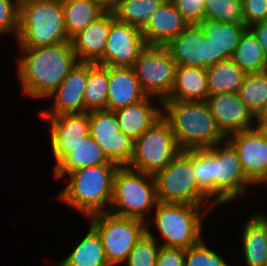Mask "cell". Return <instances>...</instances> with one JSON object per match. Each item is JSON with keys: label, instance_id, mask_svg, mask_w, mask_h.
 <instances>
[{"label": "cell", "instance_id": "obj_1", "mask_svg": "<svg viewBox=\"0 0 267 266\" xmlns=\"http://www.w3.org/2000/svg\"><path fill=\"white\" fill-rule=\"evenodd\" d=\"M19 48L17 76L23 94L35 100L47 98L78 62L71 42Z\"/></svg>", "mask_w": 267, "mask_h": 266}, {"label": "cell", "instance_id": "obj_2", "mask_svg": "<svg viewBox=\"0 0 267 266\" xmlns=\"http://www.w3.org/2000/svg\"><path fill=\"white\" fill-rule=\"evenodd\" d=\"M162 107L181 150L207 149L226 140L206 101L163 100Z\"/></svg>", "mask_w": 267, "mask_h": 266}, {"label": "cell", "instance_id": "obj_3", "mask_svg": "<svg viewBox=\"0 0 267 266\" xmlns=\"http://www.w3.org/2000/svg\"><path fill=\"white\" fill-rule=\"evenodd\" d=\"M118 168L119 165L111 161L107 165L80 168L70 172L69 180L57 195V199L87 218L109 211L114 175Z\"/></svg>", "mask_w": 267, "mask_h": 266}, {"label": "cell", "instance_id": "obj_4", "mask_svg": "<svg viewBox=\"0 0 267 266\" xmlns=\"http://www.w3.org/2000/svg\"><path fill=\"white\" fill-rule=\"evenodd\" d=\"M19 47H39L70 42L62 0H20Z\"/></svg>", "mask_w": 267, "mask_h": 266}, {"label": "cell", "instance_id": "obj_5", "mask_svg": "<svg viewBox=\"0 0 267 266\" xmlns=\"http://www.w3.org/2000/svg\"><path fill=\"white\" fill-rule=\"evenodd\" d=\"M203 206H206L205 208ZM216 206L185 203L158 202L154 217L147 221L155 223L161 238L162 247L187 249L199 243L202 238V226L205 217ZM204 208V209H203Z\"/></svg>", "mask_w": 267, "mask_h": 266}, {"label": "cell", "instance_id": "obj_6", "mask_svg": "<svg viewBox=\"0 0 267 266\" xmlns=\"http://www.w3.org/2000/svg\"><path fill=\"white\" fill-rule=\"evenodd\" d=\"M157 203L153 175L119 166L114 175L109 212L147 223L149 218L146 216L155 210Z\"/></svg>", "mask_w": 267, "mask_h": 266}, {"label": "cell", "instance_id": "obj_7", "mask_svg": "<svg viewBox=\"0 0 267 266\" xmlns=\"http://www.w3.org/2000/svg\"><path fill=\"white\" fill-rule=\"evenodd\" d=\"M153 177L158 202L216 206L197 185L192 150H182Z\"/></svg>", "mask_w": 267, "mask_h": 266}, {"label": "cell", "instance_id": "obj_8", "mask_svg": "<svg viewBox=\"0 0 267 266\" xmlns=\"http://www.w3.org/2000/svg\"><path fill=\"white\" fill-rule=\"evenodd\" d=\"M87 219L101 238L110 266L125 262L133 247L147 232L145 221L109 211L91 215Z\"/></svg>", "mask_w": 267, "mask_h": 266}, {"label": "cell", "instance_id": "obj_9", "mask_svg": "<svg viewBox=\"0 0 267 266\" xmlns=\"http://www.w3.org/2000/svg\"><path fill=\"white\" fill-rule=\"evenodd\" d=\"M210 171L211 201L216 206L229 204L235 197L247 194L252 186L236 149L227 139L210 147Z\"/></svg>", "mask_w": 267, "mask_h": 266}, {"label": "cell", "instance_id": "obj_10", "mask_svg": "<svg viewBox=\"0 0 267 266\" xmlns=\"http://www.w3.org/2000/svg\"><path fill=\"white\" fill-rule=\"evenodd\" d=\"M181 151L169 122L162 116L134 140L133 156L127 167L154 175Z\"/></svg>", "mask_w": 267, "mask_h": 266}, {"label": "cell", "instance_id": "obj_11", "mask_svg": "<svg viewBox=\"0 0 267 266\" xmlns=\"http://www.w3.org/2000/svg\"><path fill=\"white\" fill-rule=\"evenodd\" d=\"M143 91L164 100L172 90L176 61L163 46H146L132 66Z\"/></svg>", "mask_w": 267, "mask_h": 266}, {"label": "cell", "instance_id": "obj_12", "mask_svg": "<svg viewBox=\"0 0 267 266\" xmlns=\"http://www.w3.org/2000/svg\"><path fill=\"white\" fill-rule=\"evenodd\" d=\"M89 134L110 161L127 166L133 156L134 140L120 130L114 111H89Z\"/></svg>", "mask_w": 267, "mask_h": 266}, {"label": "cell", "instance_id": "obj_13", "mask_svg": "<svg viewBox=\"0 0 267 266\" xmlns=\"http://www.w3.org/2000/svg\"><path fill=\"white\" fill-rule=\"evenodd\" d=\"M146 46L141 29L117 21L111 11V28L105 51L103 58L97 64L110 67H132Z\"/></svg>", "mask_w": 267, "mask_h": 266}, {"label": "cell", "instance_id": "obj_14", "mask_svg": "<svg viewBox=\"0 0 267 266\" xmlns=\"http://www.w3.org/2000/svg\"><path fill=\"white\" fill-rule=\"evenodd\" d=\"M247 179L256 185L267 172V134L256 127L230 134Z\"/></svg>", "mask_w": 267, "mask_h": 266}, {"label": "cell", "instance_id": "obj_15", "mask_svg": "<svg viewBox=\"0 0 267 266\" xmlns=\"http://www.w3.org/2000/svg\"><path fill=\"white\" fill-rule=\"evenodd\" d=\"M88 78V63L77 62L62 83L47 97L51 109L40 111L39 116H57L85 112L84 93Z\"/></svg>", "mask_w": 267, "mask_h": 266}, {"label": "cell", "instance_id": "obj_16", "mask_svg": "<svg viewBox=\"0 0 267 266\" xmlns=\"http://www.w3.org/2000/svg\"><path fill=\"white\" fill-rule=\"evenodd\" d=\"M49 121L50 144L55 165L89 135V111L65 113L57 116H40Z\"/></svg>", "mask_w": 267, "mask_h": 266}, {"label": "cell", "instance_id": "obj_17", "mask_svg": "<svg viewBox=\"0 0 267 266\" xmlns=\"http://www.w3.org/2000/svg\"><path fill=\"white\" fill-rule=\"evenodd\" d=\"M206 102L219 129L226 137L255 127V116L241 101L238 93L209 95Z\"/></svg>", "mask_w": 267, "mask_h": 266}, {"label": "cell", "instance_id": "obj_18", "mask_svg": "<svg viewBox=\"0 0 267 266\" xmlns=\"http://www.w3.org/2000/svg\"><path fill=\"white\" fill-rule=\"evenodd\" d=\"M199 25L206 35L205 68L231 59L242 33L247 28L245 25H232L212 20H204Z\"/></svg>", "mask_w": 267, "mask_h": 266}, {"label": "cell", "instance_id": "obj_19", "mask_svg": "<svg viewBox=\"0 0 267 266\" xmlns=\"http://www.w3.org/2000/svg\"><path fill=\"white\" fill-rule=\"evenodd\" d=\"M189 24L170 0L164 1L141 29L147 46H166Z\"/></svg>", "mask_w": 267, "mask_h": 266}, {"label": "cell", "instance_id": "obj_20", "mask_svg": "<svg viewBox=\"0 0 267 266\" xmlns=\"http://www.w3.org/2000/svg\"><path fill=\"white\" fill-rule=\"evenodd\" d=\"M110 28L111 11H105L70 39L78 62L96 64L103 58Z\"/></svg>", "mask_w": 267, "mask_h": 266}, {"label": "cell", "instance_id": "obj_21", "mask_svg": "<svg viewBox=\"0 0 267 266\" xmlns=\"http://www.w3.org/2000/svg\"><path fill=\"white\" fill-rule=\"evenodd\" d=\"M153 103H158L159 107L155 106V104L153 105ZM162 103L163 101L159 98L147 95L143 100L137 103L114 111L121 132L133 140L140 137L162 117Z\"/></svg>", "mask_w": 267, "mask_h": 266}, {"label": "cell", "instance_id": "obj_22", "mask_svg": "<svg viewBox=\"0 0 267 266\" xmlns=\"http://www.w3.org/2000/svg\"><path fill=\"white\" fill-rule=\"evenodd\" d=\"M146 96L132 67L108 66V99L105 110L116 111L137 103Z\"/></svg>", "mask_w": 267, "mask_h": 266}, {"label": "cell", "instance_id": "obj_23", "mask_svg": "<svg viewBox=\"0 0 267 266\" xmlns=\"http://www.w3.org/2000/svg\"><path fill=\"white\" fill-rule=\"evenodd\" d=\"M164 47L177 65L205 68L206 35L199 24L188 25Z\"/></svg>", "mask_w": 267, "mask_h": 266}, {"label": "cell", "instance_id": "obj_24", "mask_svg": "<svg viewBox=\"0 0 267 266\" xmlns=\"http://www.w3.org/2000/svg\"><path fill=\"white\" fill-rule=\"evenodd\" d=\"M267 214L253 213L244 224L240 241L244 264L264 266L267 262Z\"/></svg>", "mask_w": 267, "mask_h": 266}, {"label": "cell", "instance_id": "obj_25", "mask_svg": "<svg viewBox=\"0 0 267 266\" xmlns=\"http://www.w3.org/2000/svg\"><path fill=\"white\" fill-rule=\"evenodd\" d=\"M208 97L206 68L177 65L172 90L164 100L206 101Z\"/></svg>", "mask_w": 267, "mask_h": 266}, {"label": "cell", "instance_id": "obj_26", "mask_svg": "<svg viewBox=\"0 0 267 266\" xmlns=\"http://www.w3.org/2000/svg\"><path fill=\"white\" fill-rule=\"evenodd\" d=\"M110 162L102 148L89 134L82 138L71 153L66 154L54 165L53 174L56 179H60L77 169L107 165Z\"/></svg>", "mask_w": 267, "mask_h": 266}, {"label": "cell", "instance_id": "obj_27", "mask_svg": "<svg viewBox=\"0 0 267 266\" xmlns=\"http://www.w3.org/2000/svg\"><path fill=\"white\" fill-rule=\"evenodd\" d=\"M55 266H110L104 254L101 238L90 225V229L71 253Z\"/></svg>", "mask_w": 267, "mask_h": 266}, {"label": "cell", "instance_id": "obj_28", "mask_svg": "<svg viewBox=\"0 0 267 266\" xmlns=\"http://www.w3.org/2000/svg\"><path fill=\"white\" fill-rule=\"evenodd\" d=\"M209 95L238 93L246 76L232 59L220 61L206 68Z\"/></svg>", "mask_w": 267, "mask_h": 266}, {"label": "cell", "instance_id": "obj_29", "mask_svg": "<svg viewBox=\"0 0 267 266\" xmlns=\"http://www.w3.org/2000/svg\"><path fill=\"white\" fill-rule=\"evenodd\" d=\"M67 36L71 39L106 10L92 0L62 1Z\"/></svg>", "mask_w": 267, "mask_h": 266}, {"label": "cell", "instance_id": "obj_30", "mask_svg": "<svg viewBox=\"0 0 267 266\" xmlns=\"http://www.w3.org/2000/svg\"><path fill=\"white\" fill-rule=\"evenodd\" d=\"M231 59L246 73L267 70V57L255 34L249 28L242 33Z\"/></svg>", "mask_w": 267, "mask_h": 266}, {"label": "cell", "instance_id": "obj_31", "mask_svg": "<svg viewBox=\"0 0 267 266\" xmlns=\"http://www.w3.org/2000/svg\"><path fill=\"white\" fill-rule=\"evenodd\" d=\"M108 99V66L88 63L85 87V112L106 109Z\"/></svg>", "mask_w": 267, "mask_h": 266}, {"label": "cell", "instance_id": "obj_32", "mask_svg": "<svg viewBox=\"0 0 267 266\" xmlns=\"http://www.w3.org/2000/svg\"><path fill=\"white\" fill-rule=\"evenodd\" d=\"M163 2L164 0H118L112 12L117 21L142 29Z\"/></svg>", "mask_w": 267, "mask_h": 266}, {"label": "cell", "instance_id": "obj_33", "mask_svg": "<svg viewBox=\"0 0 267 266\" xmlns=\"http://www.w3.org/2000/svg\"><path fill=\"white\" fill-rule=\"evenodd\" d=\"M239 97L254 116L267 104V70L247 73Z\"/></svg>", "mask_w": 267, "mask_h": 266}, {"label": "cell", "instance_id": "obj_34", "mask_svg": "<svg viewBox=\"0 0 267 266\" xmlns=\"http://www.w3.org/2000/svg\"><path fill=\"white\" fill-rule=\"evenodd\" d=\"M205 20L245 25L242 2L239 0H205Z\"/></svg>", "mask_w": 267, "mask_h": 266}, {"label": "cell", "instance_id": "obj_35", "mask_svg": "<svg viewBox=\"0 0 267 266\" xmlns=\"http://www.w3.org/2000/svg\"><path fill=\"white\" fill-rule=\"evenodd\" d=\"M147 226V232L133 247L124 263L127 266H155L160 245Z\"/></svg>", "mask_w": 267, "mask_h": 266}, {"label": "cell", "instance_id": "obj_36", "mask_svg": "<svg viewBox=\"0 0 267 266\" xmlns=\"http://www.w3.org/2000/svg\"><path fill=\"white\" fill-rule=\"evenodd\" d=\"M184 266H231L202 239L199 243L185 249Z\"/></svg>", "mask_w": 267, "mask_h": 266}, {"label": "cell", "instance_id": "obj_37", "mask_svg": "<svg viewBox=\"0 0 267 266\" xmlns=\"http://www.w3.org/2000/svg\"><path fill=\"white\" fill-rule=\"evenodd\" d=\"M192 164L198 187L211 200L210 148L192 150Z\"/></svg>", "mask_w": 267, "mask_h": 266}, {"label": "cell", "instance_id": "obj_38", "mask_svg": "<svg viewBox=\"0 0 267 266\" xmlns=\"http://www.w3.org/2000/svg\"><path fill=\"white\" fill-rule=\"evenodd\" d=\"M20 0H0V34L19 31Z\"/></svg>", "mask_w": 267, "mask_h": 266}, {"label": "cell", "instance_id": "obj_39", "mask_svg": "<svg viewBox=\"0 0 267 266\" xmlns=\"http://www.w3.org/2000/svg\"><path fill=\"white\" fill-rule=\"evenodd\" d=\"M189 24H199L205 20V0H170Z\"/></svg>", "mask_w": 267, "mask_h": 266}, {"label": "cell", "instance_id": "obj_40", "mask_svg": "<svg viewBox=\"0 0 267 266\" xmlns=\"http://www.w3.org/2000/svg\"><path fill=\"white\" fill-rule=\"evenodd\" d=\"M243 20L247 28L267 20V0H243Z\"/></svg>", "mask_w": 267, "mask_h": 266}, {"label": "cell", "instance_id": "obj_41", "mask_svg": "<svg viewBox=\"0 0 267 266\" xmlns=\"http://www.w3.org/2000/svg\"><path fill=\"white\" fill-rule=\"evenodd\" d=\"M184 265H185V249L160 246L155 266H184Z\"/></svg>", "mask_w": 267, "mask_h": 266}, {"label": "cell", "instance_id": "obj_42", "mask_svg": "<svg viewBox=\"0 0 267 266\" xmlns=\"http://www.w3.org/2000/svg\"><path fill=\"white\" fill-rule=\"evenodd\" d=\"M249 29L255 34L265 56L267 57V20L253 24Z\"/></svg>", "mask_w": 267, "mask_h": 266}, {"label": "cell", "instance_id": "obj_43", "mask_svg": "<svg viewBox=\"0 0 267 266\" xmlns=\"http://www.w3.org/2000/svg\"><path fill=\"white\" fill-rule=\"evenodd\" d=\"M255 127L267 134V104L255 116Z\"/></svg>", "mask_w": 267, "mask_h": 266}, {"label": "cell", "instance_id": "obj_44", "mask_svg": "<svg viewBox=\"0 0 267 266\" xmlns=\"http://www.w3.org/2000/svg\"><path fill=\"white\" fill-rule=\"evenodd\" d=\"M93 2L98 3L106 11H112L118 0H92Z\"/></svg>", "mask_w": 267, "mask_h": 266}, {"label": "cell", "instance_id": "obj_45", "mask_svg": "<svg viewBox=\"0 0 267 266\" xmlns=\"http://www.w3.org/2000/svg\"><path fill=\"white\" fill-rule=\"evenodd\" d=\"M266 184L267 186V172L265 173V175L261 178V180L257 183V185H260V184Z\"/></svg>", "mask_w": 267, "mask_h": 266}]
</instances>
